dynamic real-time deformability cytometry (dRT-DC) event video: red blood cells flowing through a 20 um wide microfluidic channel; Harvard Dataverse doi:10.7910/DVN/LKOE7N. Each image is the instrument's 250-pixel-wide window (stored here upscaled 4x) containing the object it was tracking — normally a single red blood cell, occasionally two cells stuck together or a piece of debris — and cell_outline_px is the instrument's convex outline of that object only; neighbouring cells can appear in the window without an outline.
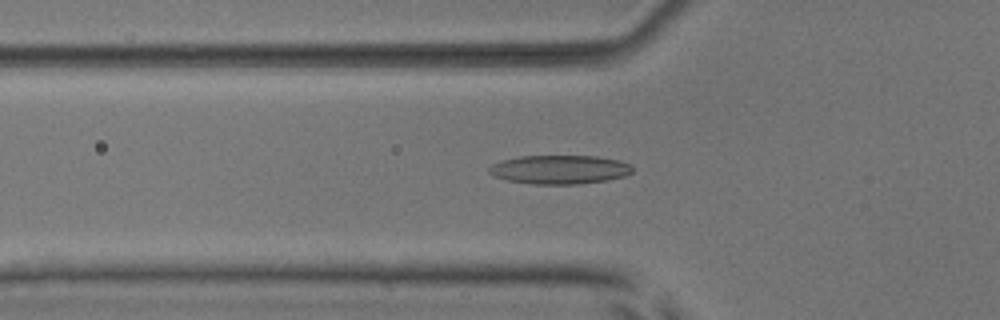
{"species": "common noctule bat (a hibernating species)", "species_latin": "Nyctalus noctula", "temperature_condition": "room temperature", "stored_images_in_passage": 40, "camera_frame_rate_fps": 3000, "um_per_image_px": 0.085, "animal": {"sex": "male", "body_mass_g": 17.9, "forearm_length_mm": 54.2}, "frame": {"image": 1, "passage_image": 6, "time_ms": 1.667, "image_size_px": [1000, 320], "cell_outline_px": [[632, 172], [624, 176], [608, 180], [576, 184], [532, 184], [508, 180], [496, 176], [488, 172], [488, 168], [492, 164], [500, 160], [520, 156], [596, 156], [620, 160], [632, 164]], "centroid_in_image_um": [47.58, 14.4], "position_along_channel_um": 78.2, "area_um2": 24.16}}
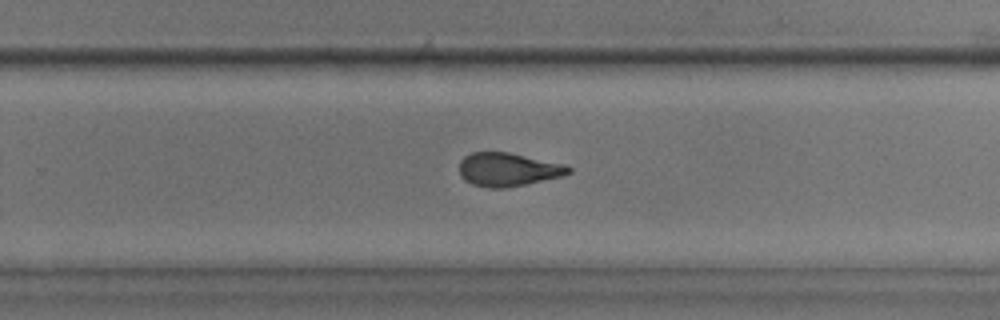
{"frame": {"image": 2, "passage_image": 22, "time_ms": 7.0, "image_size_px": [1000, 320], "cell_outline_px": [[572, 172], [560, 176], [524, 184], [504, 188], [488, 188], [472, 184], [464, 180], [460, 176], [460, 160], [464, 156], [472, 152], [508, 152], [564, 164], [572, 168]], "centroid_in_image_um": [43.14, 14.4], "position_along_channel_um": 286.7, "area_um2": 21.15}}
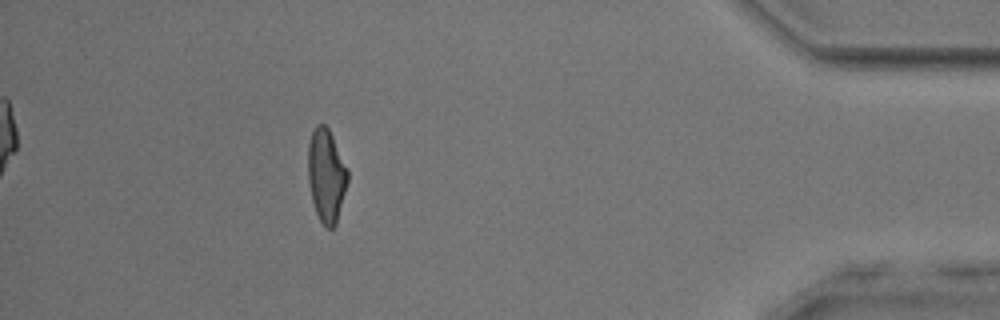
{"frame": {"image": 3, "passage_image": 35, "time_ms": 11.333, "image_size_px": [1000, 320], "cell_outline_px": [[348, 180], [336, 224], [332, 228], [324, 228], [316, 212], [312, 200], [308, 180], [308, 144], [312, 132], [316, 124], [324, 124], [328, 128], [332, 136], [348, 172]], "centroid_in_image_um": [27.72, 14.93], "position_along_channel_um": 407.5, "area_um2": 21.27}, "authors_computed_cell_mechanics": {"area_um2": 21.675, "velocity_mm_per_s": 3.9104, "shape_relaxation_time_tau1_ms": 5.4463, "shape_relaxation_time_tau2_ms": 2.372, "deformation_change_tau1": 0.1926, "deformation_change_tau2": 0.1023}}